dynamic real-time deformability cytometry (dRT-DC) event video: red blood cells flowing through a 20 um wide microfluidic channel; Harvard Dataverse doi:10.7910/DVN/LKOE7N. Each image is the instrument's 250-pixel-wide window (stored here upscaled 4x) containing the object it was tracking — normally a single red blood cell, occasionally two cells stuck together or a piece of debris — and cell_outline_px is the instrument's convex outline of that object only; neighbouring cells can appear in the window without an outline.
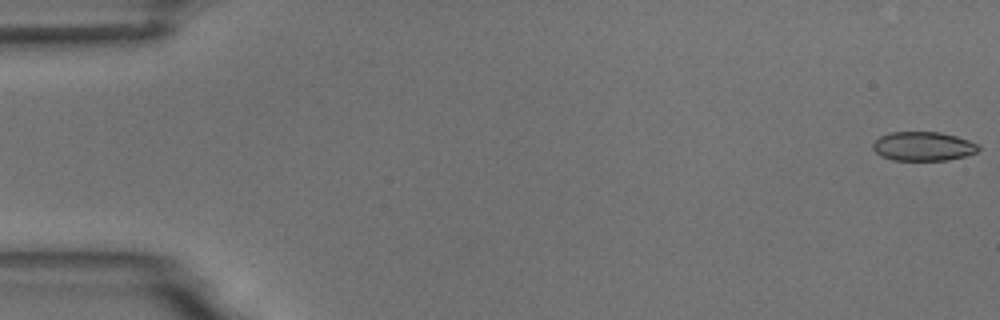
{"species": "common noctule bat (a hibernating species)", "species_latin": "Nyctalus noctula", "temperature_condition": "room temperature", "stored_images_in_passage": 6, "camera_frame_rate_fps": 3000, "um_per_image_px": 0.085, "animal": {"sex": "male", "body_mass_g": 18.8}, "frame": {"image": 1, "passage_image": 1, "time_ms": 0.0, "image_size_px": [1000, 320], "cell_outline_px": [[980, 148], [976, 152], [964, 156], [948, 160], [892, 160], [876, 152], [872, 148], [872, 144], [880, 136], [888, 132], [940, 132], [956, 136], [980, 144]], "centroid_in_image_um": [78.48, 12.43], "position_along_channel_um": 6.5, "area_um2": 17.86}}
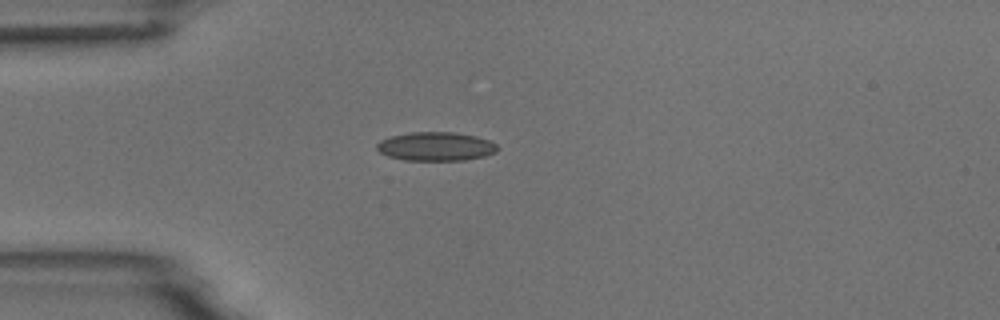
{"frame": {"image": 2, "passage_image": 5, "time_ms": 4.667, "image_size_px": [1000, 320], "cell_outline_px": [[500, 148], [496, 152], [484, 156], [464, 160], [404, 160], [388, 156], [380, 152], [376, 148], [376, 144], [380, 140], [392, 136], [408, 132], [452, 132], [476, 136], [488, 140], [496, 144]], "centroid_in_image_um": [37.04, 12.44], "position_along_channel_um": 48.0, "area_um2": 20.23}}